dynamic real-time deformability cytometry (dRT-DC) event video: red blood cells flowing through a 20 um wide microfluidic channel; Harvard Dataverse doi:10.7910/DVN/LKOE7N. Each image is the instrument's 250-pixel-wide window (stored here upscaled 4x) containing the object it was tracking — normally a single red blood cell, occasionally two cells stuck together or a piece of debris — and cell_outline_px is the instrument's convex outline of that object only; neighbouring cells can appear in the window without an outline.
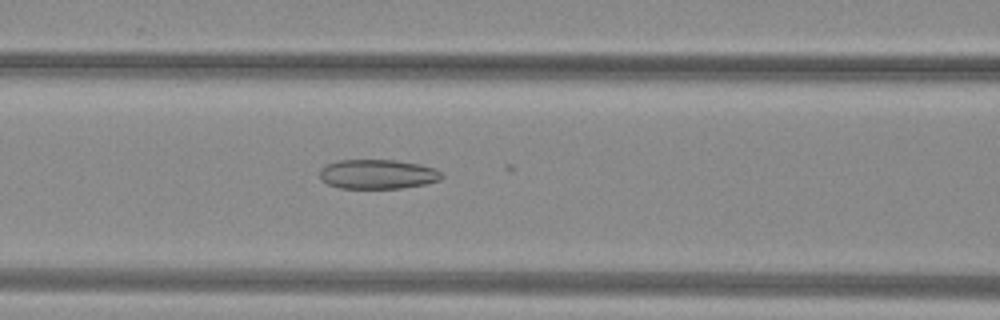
{"species": "common noctule bat (a hibernating species)", "species_latin": "Nyctalus noctula", "temperature_condition": "warm", "stored_images_in_passage": 32, "camera_frame_rate_fps": 3000, "um_per_image_px": 0.085, "animal": {"sex": "female", "body_mass_g": 29.2, "forearm_length_mm": 56.3}, "frame": {"image": 1, "passage_image": 24, "time_ms": 7.667, "image_size_px": [1000, 320], "cell_outline_px": [[444, 176], [440, 180], [424, 184], [400, 188], [340, 188], [328, 184], [320, 180], [320, 168], [336, 160], [396, 160], [420, 164], [436, 168], [444, 172]], "centroid_in_image_um": [32.12, 14.8], "position_along_channel_um": 134.5, "area_um2": 21.15}}
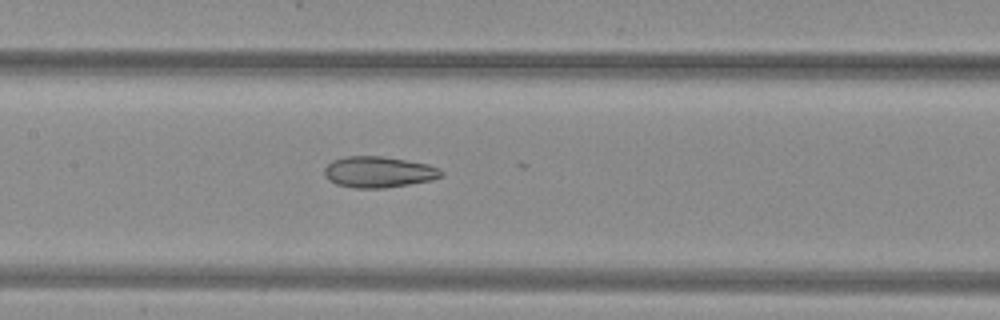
{"frame": {"image": 2, "passage_image": 27, "time_ms": 8.667, "image_size_px": [1000, 320], "cell_outline_px": [[444, 176], [432, 180], [384, 188], [352, 188], [336, 184], [328, 180], [324, 176], [324, 168], [332, 160], [348, 156], [384, 156], [428, 164], [440, 168], [444, 172]], "centroid_in_image_um": [32.19, 14.62], "position_along_channel_um": 175.2, "area_um2": 21.39}}
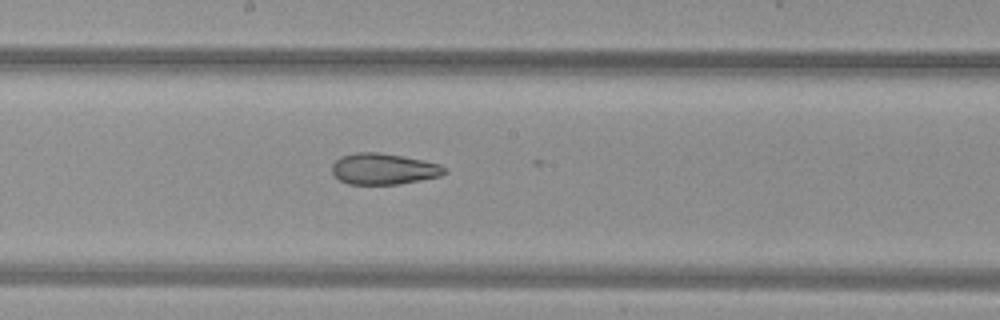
{"frame": {"image": 3, "passage_image": 30, "time_ms": 9.667, "image_size_px": [1000, 320], "cell_outline_px": [[448, 172], [440, 176], [400, 184], [348, 184], [332, 176], [332, 164], [340, 156], [356, 152], [376, 152], [424, 160], [440, 164], [448, 168]], "centroid_in_image_um": [32.61, 14.36], "position_along_channel_um": 215.6, "area_um2": 20.58}}